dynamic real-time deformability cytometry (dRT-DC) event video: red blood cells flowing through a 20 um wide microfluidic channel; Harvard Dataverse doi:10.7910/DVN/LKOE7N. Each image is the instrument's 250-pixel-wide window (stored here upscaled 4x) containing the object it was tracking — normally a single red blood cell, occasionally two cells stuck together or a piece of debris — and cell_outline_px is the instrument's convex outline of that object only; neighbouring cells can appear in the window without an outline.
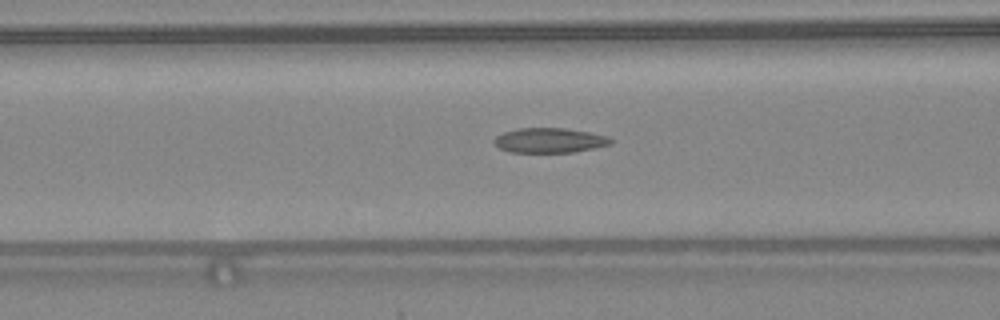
{"species": "common noctule bat (a hibernating species)", "species_latin": "Nyctalus noctula", "temperature_condition": "warm", "stored_images_in_passage": 47, "camera_frame_rate_fps": 3000, "um_per_image_px": 0.085, "animal": {"sex": "female", "body_mass_g": 24.6, "forearm_length_mm": 56.2}, "frame": {"image": 1, "passage_image": 19, "time_ms": 6.0, "image_size_px": [1000, 320], "cell_outline_px": [[612, 144], [596, 148], [572, 152], [508, 152], [500, 148], [492, 140], [496, 136], [504, 132], [516, 128], [564, 128], [588, 132], [608, 136], [612, 140]], "centroid_in_image_um": [46.71, 11.93], "position_along_channel_um": 119.9, "area_um2": 16.88}}
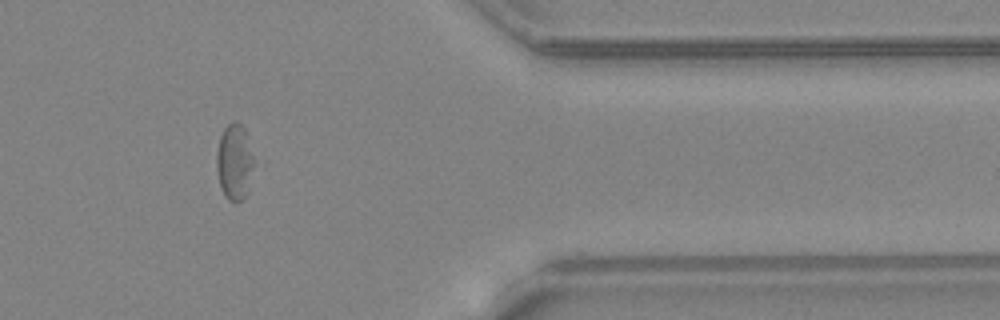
{"frame": {"image": 2, "passage_image": 39, "time_ms": 12.667, "image_size_px": [1000, 320], "cell_outline_px": [[256, 164], [248, 192], [236, 204], [228, 200], [224, 196], [220, 184], [216, 168], [216, 152], [220, 136], [224, 128], [232, 120], [236, 120], [244, 128]], "centroid_in_image_um": [19.95, 13.78], "position_along_channel_um": 391.5, "area_um2": 16.99}}
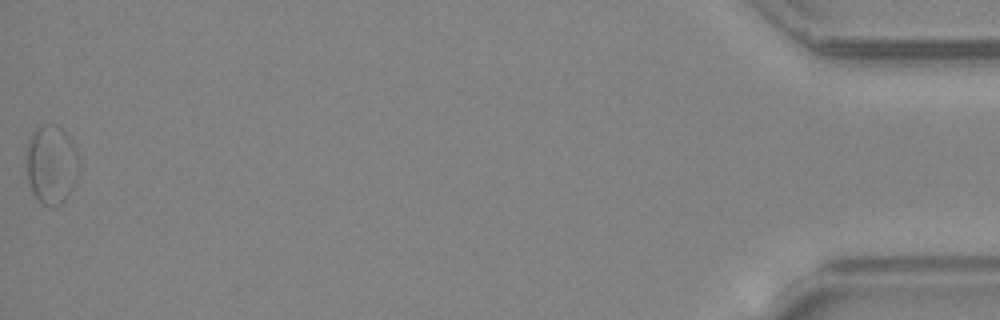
{"frame": {"image": 3, "passage_image": 47, "time_ms": 15.333, "image_size_px": [1000, 320], "cell_outline_px": [[80, 172], [76, 184], [72, 192], [60, 204], [40, 204], [32, 192], [28, 180], [28, 140], [32, 132], [36, 128], [44, 124], [56, 124], [68, 136], [76, 148], [80, 156]], "centroid_in_image_um": [4.43, 13.98], "position_along_channel_um": 430.8, "area_um2": 24.45}, "authors_computed_cell_mechanics": {"area_um2": 18.4382, "velocity_mm_per_s": 4.3738, "shape_relaxation_time_tau1_ms": null, "shape_relaxation_time_tau2_ms": 2.7199, "deformation_change_tau1": null, "deformation_change_tau2": 0.1158}}